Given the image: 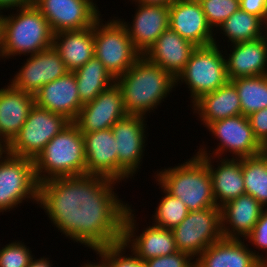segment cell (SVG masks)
I'll return each mask as SVG.
<instances>
[{
	"instance_id": "26",
	"label": "cell",
	"mask_w": 267,
	"mask_h": 267,
	"mask_svg": "<svg viewBox=\"0 0 267 267\" xmlns=\"http://www.w3.org/2000/svg\"><path fill=\"white\" fill-rule=\"evenodd\" d=\"M34 96L10 82L0 88V137L9 144L19 133L34 106Z\"/></svg>"
},
{
	"instance_id": "45",
	"label": "cell",
	"mask_w": 267,
	"mask_h": 267,
	"mask_svg": "<svg viewBox=\"0 0 267 267\" xmlns=\"http://www.w3.org/2000/svg\"><path fill=\"white\" fill-rule=\"evenodd\" d=\"M258 155L267 163V139L260 143Z\"/></svg>"
},
{
	"instance_id": "37",
	"label": "cell",
	"mask_w": 267,
	"mask_h": 267,
	"mask_svg": "<svg viewBox=\"0 0 267 267\" xmlns=\"http://www.w3.org/2000/svg\"><path fill=\"white\" fill-rule=\"evenodd\" d=\"M244 240H248V243L254 245L257 250L261 253H258V260L261 262L265 256L262 253H265L267 256V208H264L259 220L255 224L253 230L245 237Z\"/></svg>"
},
{
	"instance_id": "16",
	"label": "cell",
	"mask_w": 267,
	"mask_h": 267,
	"mask_svg": "<svg viewBox=\"0 0 267 267\" xmlns=\"http://www.w3.org/2000/svg\"><path fill=\"white\" fill-rule=\"evenodd\" d=\"M127 114L121 89L115 82L92 102L84 104L74 123L80 132L106 130Z\"/></svg>"
},
{
	"instance_id": "22",
	"label": "cell",
	"mask_w": 267,
	"mask_h": 267,
	"mask_svg": "<svg viewBox=\"0 0 267 267\" xmlns=\"http://www.w3.org/2000/svg\"><path fill=\"white\" fill-rule=\"evenodd\" d=\"M244 242V239L222 237L194 260L195 267H261L259 252Z\"/></svg>"
},
{
	"instance_id": "24",
	"label": "cell",
	"mask_w": 267,
	"mask_h": 267,
	"mask_svg": "<svg viewBox=\"0 0 267 267\" xmlns=\"http://www.w3.org/2000/svg\"><path fill=\"white\" fill-rule=\"evenodd\" d=\"M202 157L211 174L213 195L217 207L245 194L242 158ZM214 161L218 162L217 165L215 164L216 167H214Z\"/></svg>"
},
{
	"instance_id": "42",
	"label": "cell",
	"mask_w": 267,
	"mask_h": 267,
	"mask_svg": "<svg viewBox=\"0 0 267 267\" xmlns=\"http://www.w3.org/2000/svg\"><path fill=\"white\" fill-rule=\"evenodd\" d=\"M50 258L41 257L39 259L35 258V256L31 259L27 267H53V264L49 260Z\"/></svg>"
},
{
	"instance_id": "7",
	"label": "cell",
	"mask_w": 267,
	"mask_h": 267,
	"mask_svg": "<svg viewBox=\"0 0 267 267\" xmlns=\"http://www.w3.org/2000/svg\"><path fill=\"white\" fill-rule=\"evenodd\" d=\"M94 56L116 80L131 68L142 54L134 47L127 28L119 17L107 21L100 17L94 24Z\"/></svg>"
},
{
	"instance_id": "20",
	"label": "cell",
	"mask_w": 267,
	"mask_h": 267,
	"mask_svg": "<svg viewBox=\"0 0 267 267\" xmlns=\"http://www.w3.org/2000/svg\"><path fill=\"white\" fill-rule=\"evenodd\" d=\"M81 133L85 147L86 174L118 182L117 146L112 129Z\"/></svg>"
},
{
	"instance_id": "4",
	"label": "cell",
	"mask_w": 267,
	"mask_h": 267,
	"mask_svg": "<svg viewBox=\"0 0 267 267\" xmlns=\"http://www.w3.org/2000/svg\"><path fill=\"white\" fill-rule=\"evenodd\" d=\"M152 176L168 193L179 198L189 212L217 207L213 195L211 174L204 158L197 153L174 167L155 172Z\"/></svg>"
},
{
	"instance_id": "35",
	"label": "cell",
	"mask_w": 267,
	"mask_h": 267,
	"mask_svg": "<svg viewBox=\"0 0 267 267\" xmlns=\"http://www.w3.org/2000/svg\"><path fill=\"white\" fill-rule=\"evenodd\" d=\"M199 2L214 32L240 8V0H200Z\"/></svg>"
},
{
	"instance_id": "15",
	"label": "cell",
	"mask_w": 267,
	"mask_h": 267,
	"mask_svg": "<svg viewBox=\"0 0 267 267\" xmlns=\"http://www.w3.org/2000/svg\"><path fill=\"white\" fill-rule=\"evenodd\" d=\"M19 69L9 80L10 83L15 88L33 96L43 85L69 72L54 47L30 55Z\"/></svg>"
},
{
	"instance_id": "41",
	"label": "cell",
	"mask_w": 267,
	"mask_h": 267,
	"mask_svg": "<svg viewBox=\"0 0 267 267\" xmlns=\"http://www.w3.org/2000/svg\"><path fill=\"white\" fill-rule=\"evenodd\" d=\"M34 0H0V14L4 10H14L16 8L27 7L33 4ZM3 10V11H2Z\"/></svg>"
},
{
	"instance_id": "43",
	"label": "cell",
	"mask_w": 267,
	"mask_h": 267,
	"mask_svg": "<svg viewBox=\"0 0 267 267\" xmlns=\"http://www.w3.org/2000/svg\"><path fill=\"white\" fill-rule=\"evenodd\" d=\"M140 4L170 5L174 0H130Z\"/></svg>"
},
{
	"instance_id": "2",
	"label": "cell",
	"mask_w": 267,
	"mask_h": 267,
	"mask_svg": "<svg viewBox=\"0 0 267 267\" xmlns=\"http://www.w3.org/2000/svg\"><path fill=\"white\" fill-rule=\"evenodd\" d=\"M115 82L121 89L126 112L144 117L158 109L176 89V79L144 55Z\"/></svg>"
},
{
	"instance_id": "33",
	"label": "cell",
	"mask_w": 267,
	"mask_h": 267,
	"mask_svg": "<svg viewBox=\"0 0 267 267\" xmlns=\"http://www.w3.org/2000/svg\"><path fill=\"white\" fill-rule=\"evenodd\" d=\"M157 184L165 195L161 197L154 215L152 214L154 222L152 224L172 230L186 218L189 210L179 198L168 193L159 183Z\"/></svg>"
},
{
	"instance_id": "38",
	"label": "cell",
	"mask_w": 267,
	"mask_h": 267,
	"mask_svg": "<svg viewBox=\"0 0 267 267\" xmlns=\"http://www.w3.org/2000/svg\"><path fill=\"white\" fill-rule=\"evenodd\" d=\"M193 260L190 255L177 251L170 255L145 260L144 264L145 267H195Z\"/></svg>"
},
{
	"instance_id": "27",
	"label": "cell",
	"mask_w": 267,
	"mask_h": 267,
	"mask_svg": "<svg viewBox=\"0 0 267 267\" xmlns=\"http://www.w3.org/2000/svg\"><path fill=\"white\" fill-rule=\"evenodd\" d=\"M191 105L193 114L198 115L201 124L206 128L212 122L242 115L237 89L230 80L217 90L201 96Z\"/></svg>"
},
{
	"instance_id": "28",
	"label": "cell",
	"mask_w": 267,
	"mask_h": 267,
	"mask_svg": "<svg viewBox=\"0 0 267 267\" xmlns=\"http://www.w3.org/2000/svg\"><path fill=\"white\" fill-rule=\"evenodd\" d=\"M53 47L68 71H76L94 57V25L53 34Z\"/></svg>"
},
{
	"instance_id": "39",
	"label": "cell",
	"mask_w": 267,
	"mask_h": 267,
	"mask_svg": "<svg viewBox=\"0 0 267 267\" xmlns=\"http://www.w3.org/2000/svg\"><path fill=\"white\" fill-rule=\"evenodd\" d=\"M253 133L259 143L267 139V108L248 116Z\"/></svg>"
},
{
	"instance_id": "46",
	"label": "cell",
	"mask_w": 267,
	"mask_h": 267,
	"mask_svg": "<svg viewBox=\"0 0 267 267\" xmlns=\"http://www.w3.org/2000/svg\"><path fill=\"white\" fill-rule=\"evenodd\" d=\"M0 146L6 151L8 144L0 137Z\"/></svg>"
},
{
	"instance_id": "44",
	"label": "cell",
	"mask_w": 267,
	"mask_h": 267,
	"mask_svg": "<svg viewBox=\"0 0 267 267\" xmlns=\"http://www.w3.org/2000/svg\"><path fill=\"white\" fill-rule=\"evenodd\" d=\"M99 257H97V258H100V259H98V260H100L99 262H97V263H94V262H88V260H87V263L85 262V263H83L84 265H81L80 267H108V264H107V262L100 256V255H98Z\"/></svg>"
},
{
	"instance_id": "6",
	"label": "cell",
	"mask_w": 267,
	"mask_h": 267,
	"mask_svg": "<svg viewBox=\"0 0 267 267\" xmlns=\"http://www.w3.org/2000/svg\"><path fill=\"white\" fill-rule=\"evenodd\" d=\"M220 46L215 38L213 44L196 47L184 70L177 76V87L180 82L188 86L190 103L193 104L201 96L217 90L229 81L223 46Z\"/></svg>"
},
{
	"instance_id": "17",
	"label": "cell",
	"mask_w": 267,
	"mask_h": 267,
	"mask_svg": "<svg viewBox=\"0 0 267 267\" xmlns=\"http://www.w3.org/2000/svg\"><path fill=\"white\" fill-rule=\"evenodd\" d=\"M169 28L197 47L213 44L216 38L196 0H174L169 5Z\"/></svg>"
},
{
	"instance_id": "18",
	"label": "cell",
	"mask_w": 267,
	"mask_h": 267,
	"mask_svg": "<svg viewBox=\"0 0 267 267\" xmlns=\"http://www.w3.org/2000/svg\"><path fill=\"white\" fill-rule=\"evenodd\" d=\"M132 22L119 19L127 28L134 47L142 54L156 42L158 37L169 29V5L140 4Z\"/></svg>"
},
{
	"instance_id": "31",
	"label": "cell",
	"mask_w": 267,
	"mask_h": 267,
	"mask_svg": "<svg viewBox=\"0 0 267 267\" xmlns=\"http://www.w3.org/2000/svg\"><path fill=\"white\" fill-rule=\"evenodd\" d=\"M236 87L242 115L267 108V75L240 77L230 80Z\"/></svg>"
},
{
	"instance_id": "48",
	"label": "cell",
	"mask_w": 267,
	"mask_h": 267,
	"mask_svg": "<svg viewBox=\"0 0 267 267\" xmlns=\"http://www.w3.org/2000/svg\"><path fill=\"white\" fill-rule=\"evenodd\" d=\"M4 149L0 146V156L4 153Z\"/></svg>"
},
{
	"instance_id": "1",
	"label": "cell",
	"mask_w": 267,
	"mask_h": 267,
	"mask_svg": "<svg viewBox=\"0 0 267 267\" xmlns=\"http://www.w3.org/2000/svg\"><path fill=\"white\" fill-rule=\"evenodd\" d=\"M116 183L92 174L49 179L39 184L38 205L60 233L96 250L123 240L130 205L114 192Z\"/></svg>"
},
{
	"instance_id": "25",
	"label": "cell",
	"mask_w": 267,
	"mask_h": 267,
	"mask_svg": "<svg viewBox=\"0 0 267 267\" xmlns=\"http://www.w3.org/2000/svg\"><path fill=\"white\" fill-rule=\"evenodd\" d=\"M220 208L222 236L236 239H245L255 227L264 209L249 194L240 195Z\"/></svg>"
},
{
	"instance_id": "10",
	"label": "cell",
	"mask_w": 267,
	"mask_h": 267,
	"mask_svg": "<svg viewBox=\"0 0 267 267\" xmlns=\"http://www.w3.org/2000/svg\"><path fill=\"white\" fill-rule=\"evenodd\" d=\"M207 130L219 140V143L215 149L213 148V152L205 145L200 146L196 152L199 156L229 158L226 154L230 152L231 156L234 155L232 158L240 159L259 154L260 143L253 133L248 116L237 115L212 122Z\"/></svg>"
},
{
	"instance_id": "11",
	"label": "cell",
	"mask_w": 267,
	"mask_h": 267,
	"mask_svg": "<svg viewBox=\"0 0 267 267\" xmlns=\"http://www.w3.org/2000/svg\"><path fill=\"white\" fill-rule=\"evenodd\" d=\"M172 232L178 251L196 259L207 247L223 237L221 208L210 207L189 212Z\"/></svg>"
},
{
	"instance_id": "21",
	"label": "cell",
	"mask_w": 267,
	"mask_h": 267,
	"mask_svg": "<svg viewBox=\"0 0 267 267\" xmlns=\"http://www.w3.org/2000/svg\"><path fill=\"white\" fill-rule=\"evenodd\" d=\"M230 45V53H224L229 80L267 75V34Z\"/></svg>"
},
{
	"instance_id": "34",
	"label": "cell",
	"mask_w": 267,
	"mask_h": 267,
	"mask_svg": "<svg viewBox=\"0 0 267 267\" xmlns=\"http://www.w3.org/2000/svg\"><path fill=\"white\" fill-rule=\"evenodd\" d=\"M129 249V256L125 254ZM108 264V267H145L144 260L138 257L122 240L118 243L107 245L93 250Z\"/></svg>"
},
{
	"instance_id": "36",
	"label": "cell",
	"mask_w": 267,
	"mask_h": 267,
	"mask_svg": "<svg viewBox=\"0 0 267 267\" xmlns=\"http://www.w3.org/2000/svg\"><path fill=\"white\" fill-rule=\"evenodd\" d=\"M33 256L24 242L15 240L1 247L0 267H27Z\"/></svg>"
},
{
	"instance_id": "19",
	"label": "cell",
	"mask_w": 267,
	"mask_h": 267,
	"mask_svg": "<svg viewBox=\"0 0 267 267\" xmlns=\"http://www.w3.org/2000/svg\"><path fill=\"white\" fill-rule=\"evenodd\" d=\"M35 104L74 122L83 107L73 72L43 85L34 95Z\"/></svg>"
},
{
	"instance_id": "12",
	"label": "cell",
	"mask_w": 267,
	"mask_h": 267,
	"mask_svg": "<svg viewBox=\"0 0 267 267\" xmlns=\"http://www.w3.org/2000/svg\"><path fill=\"white\" fill-rule=\"evenodd\" d=\"M146 118L147 116L127 114L111 127L117 146L119 183L132 179L141 168L148 139L145 134L148 127Z\"/></svg>"
},
{
	"instance_id": "30",
	"label": "cell",
	"mask_w": 267,
	"mask_h": 267,
	"mask_svg": "<svg viewBox=\"0 0 267 267\" xmlns=\"http://www.w3.org/2000/svg\"><path fill=\"white\" fill-rule=\"evenodd\" d=\"M216 31L215 34L222 33L230 44H234L263 37L267 34V24L239 8Z\"/></svg>"
},
{
	"instance_id": "47",
	"label": "cell",
	"mask_w": 267,
	"mask_h": 267,
	"mask_svg": "<svg viewBox=\"0 0 267 267\" xmlns=\"http://www.w3.org/2000/svg\"><path fill=\"white\" fill-rule=\"evenodd\" d=\"M261 267H267V256L261 261Z\"/></svg>"
},
{
	"instance_id": "13",
	"label": "cell",
	"mask_w": 267,
	"mask_h": 267,
	"mask_svg": "<svg viewBox=\"0 0 267 267\" xmlns=\"http://www.w3.org/2000/svg\"><path fill=\"white\" fill-rule=\"evenodd\" d=\"M95 0H34L53 34L89 28L102 17Z\"/></svg>"
},
{
	"instance_id": "9",
	"label": "cell",
	"mask_w": 267,
	"mask_h": 267,
	"mask_svg": "<svg viewBox=\"0 0 267 267\" xmlns=\"http://www.w3.org/2000/svg\"><path fill=\"white\" fill-rule=\"evenodd\" d=\"M69 123L64 116L34 104L22 129L8 144L6 151L35 160L46 144Z\"/></svg>"
},
{
	"instance_id": "32",
	"label": "cell",
	"mask_w": 267,
	"mask_h": 267,
	"mask_svg": "<svg viewBox=\"0 0 267 267\" xmlns=\"http://www.w3.org/2000/svg\"><path fill=\"white\" fill-rule=\"evenodd\" d=\"M245 194L267 208V163L259 156L242 158Z\"/></svg>"
},
{
	"instance_id": "23",
	"label": "cell",
	"mask_w": 267,
	"mask_h": 267,
	"mask_svg": "<svg viewBox=\"0 0 267 267\" xmlns=\"http://www.w3.org/2000/svg\"><path fill=\"white\" fill-rule=\"evenodd\" d=\"M196 47L169 28L158 37L156 42L144 53V56L176 79L184 70Z\"/></svg>"
},
{
	"instance_id": "3",
	"label": "cell",
	"mask_w": 267,
	"mask_h": 267,
	"mask_svg": "<svg viewBox=\"0 0 267 267\" xmlns=\"http://www.w3.org/2000/svg\"><path fill=\"white\" fill-rule=\"evenodd\" d=\"M0 14L1 59L30 56L53 47V32L47 19L32 4Z\"/></svg>"
},
{
	"instance_id": "5",
	"label": "cell",
	"mask_w": 267,
	"mask_h": 267,
	"mask_svg": "<svg viewBox=\"0 0 267 267\" xmlns=\"http://www.w3.org/2000/svg\"><path fill=\"white\" fill-rule=\"evenodd\" d=\"M39 184L49 179L86 174L83 134L74 122L54 136L34 160Z\"/></svg>"
},
{
	"instance_id": "14",
	"label": "cell",
	"mask_w": 267,
	"mask_h": 267,
	"mask_svg": "<svg viewBox=\"0 0 267 267\" xmlns=\"http://www.w3.org/2000/svg\"><path fill=\"white\" fill-rule=\"evenodd\" d=\"M131 207L132 205L127 208L124 216L123 241L138 257L145 261L178 251L174 234L170 229L149 224L139 233L135 209Z\"/></svg>"
},
{
	"instance_id": "40",
	"label": "cell",
	"mask_w": 267,
	"mask_h": 267,
	"mask_svg": "<svg viewBox=\"0 0 267 267\" xmlns=\"http://www.w3.org/2000/svg\"><path fill=\"white\" fill-rule=\"evenodd\" d=\"M240 9L260 17L267 24V0H240Z\"/></svg>"
},
{
	"instance_id": "8",
	"label": "cell",
	"mask_w": 267,
	"mask_h": 267,
	"mask_svg": "<svg viewBox=\"0 0 267 267\" xmlns=\"http://www.w3.org/2000/svg\"><path fill=\"white\" fill-rule=\"evenodd\" d=\"M38 192L34 160L4 151L0 156V213L15 210L18 204L31 199L38 204Z\"/></svg>"
},
{
	"instance_id": "29",
	"label": "cell",
	"mask_w": 267,
	"mask_h": 267,
	"mask_svg": "<svg viewBox=\"0 0 267 267\" xmlns=\"http://www.w3.org/2000/svg\"><path fill=\"white\" fill-rule=\"evenodd\" d=\"M73 73L82 105L92 102L116 81L95 56Z\"/></svg>"
}]
</instances>
